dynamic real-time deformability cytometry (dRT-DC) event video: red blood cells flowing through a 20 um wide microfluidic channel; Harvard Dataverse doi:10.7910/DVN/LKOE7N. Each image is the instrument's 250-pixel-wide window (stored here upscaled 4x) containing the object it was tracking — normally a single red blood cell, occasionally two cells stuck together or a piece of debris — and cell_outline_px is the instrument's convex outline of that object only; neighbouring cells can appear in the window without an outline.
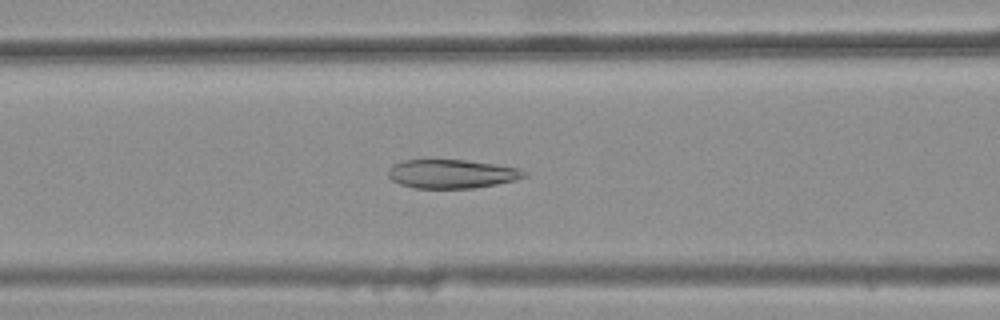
{"species": "common noctule bat (a hibernating species)", "species_latin": "Nyctalus noctula", "temperature_condition": "warm", "stored_images_in_passage": 38, "camera_frame_rate_fps": 3000, "um_per_image_px": 0.085, "animal": {"sex": "female", "body_mass_g": 25.1}, "frame": {"image": 1, "passage_image": 15, "time_ms": 4.667, "image_size_px": [1000, 320], "cell_outline_px": [[528, 176], [516, 180], [496, 184], [472, 188], [416, 188], [400, 184], [392, 180], [388, 176], [388, 168], [392, 164], [404, 160], [468, 160], [496, 164], [520, 168], [528, 172]], "centroid_in_image_um": [38.43, 14.77], "position_along_channel_um": 128.2, "area_um2": 23.0}}
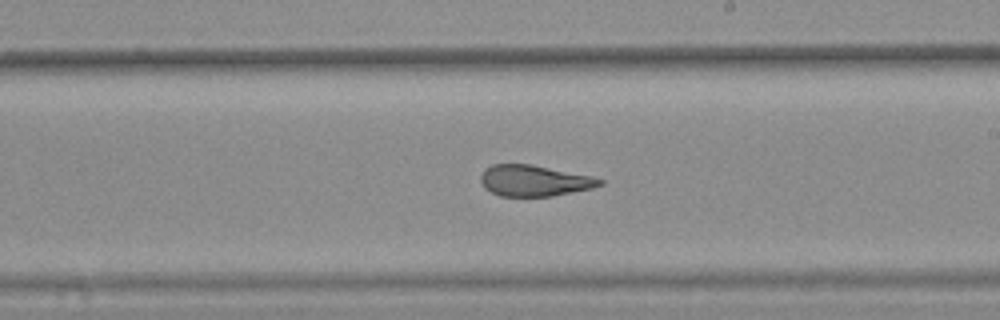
{"frame": {"image": 2, "passage_image": 24, "time_ms": 7.667, "image_size_px": [1000, 320], "cell_outline_px": [[604, 184], [592, 188], [552, 196], [500, 196], [484, 188], [480, 180], [480, 176], [484, 168], [492, 164], [528, 164], [592, 176], [604, 180]], "centroid_in_image_um": [45.38, 15.36], "position_along_channel_um": 243.6, "area_um2": 21.5}}
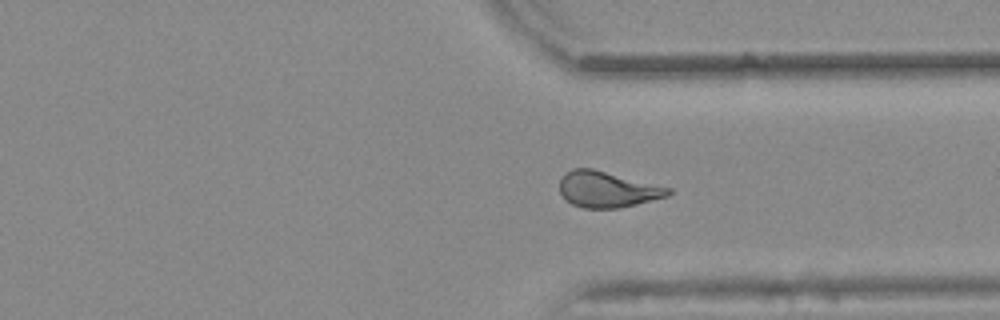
{"frame": {"image": 3, "passage_image": 33, "time_ms": 10.667, "image_size_px": [1000, 320], "cell_outline_px": [[672, 192], [668, 196], [620, 208], [584, 208], [572, 204], [564, 200], [560, 192], [560, 180], [564, 172], [572, 168], [592, 168], [672, 188]], "centroid_in_image_um": [51.6, 16.09], "position_along_channel_um": 359.8, "area_um2": 22.89}, "authors_computed_cell_mechanics": {"area_um2": 22.9177, "velocity_mm_per_s": 3.8593, "shape_relaxation_time_tau1_ms": null, "shape_relaxation_time_tau2_ms": 1.9111, "deformation_change_tau1": null, "deformation_change_tau2": 0.1075}}